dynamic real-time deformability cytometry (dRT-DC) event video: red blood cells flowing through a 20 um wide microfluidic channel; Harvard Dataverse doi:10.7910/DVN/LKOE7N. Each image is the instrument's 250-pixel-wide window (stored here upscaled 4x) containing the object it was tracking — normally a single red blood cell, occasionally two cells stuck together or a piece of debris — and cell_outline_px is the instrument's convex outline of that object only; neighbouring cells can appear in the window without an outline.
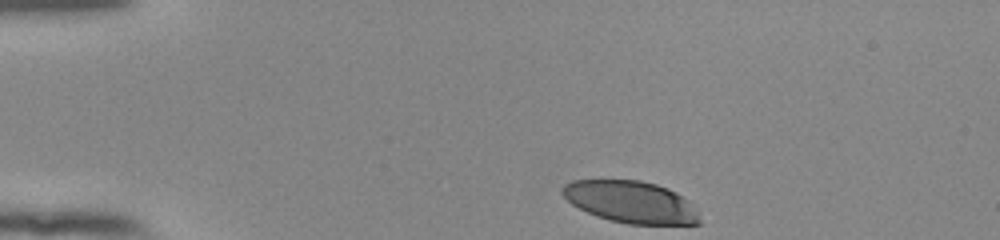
{"species": "human", "species_latin": "Homo sapiens", "temperature_condition": "room temperature", "stored_images_in_passage": 37, "camera_frame_rate_fps": 3000, "um_per_image_px": 0.085, "donor": {"sex": "female"}, "frame": {"image": 1, "passage_image": 1, "time_ms": 0.0, "image_size_px": [1000, 240], "cell_outline_px": [[700, 224], [628, 224], [608, 220], [596, 216], [572, 204], [560, 192], [560, 188], [564, 184], [572, 180], [640, 180], [656, 184], [668, 188], [688, 200], [696, 212], [700, 220]], "centroid_in_image_um": [53.58, 17.16], "position_along_channel_um": 31.4, "area_um2": 33.41}}
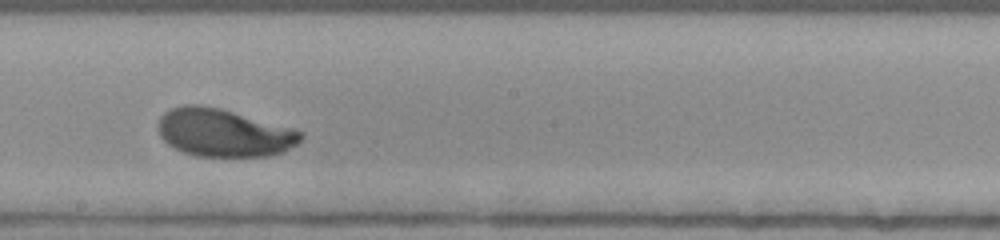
{"frame": {"image": 2, "passage_image": 22, "time_ms": 7.0, "image_size_px": [1000, 240], "cell_outline_px": [[304, 136], [296, 144], [284, 152], [268, 156], [196, 156], [180, 152], [168, 144], [160, 136], [160, 116], [164, 112], [172, 108], [184, 104], [200, 104], [220, 108], [296, 128], [304, 132]], "centroid_in_image_um": [19.05, 11.28], "position_along_channel_um": 229.1, "area_um2": 40.11}}
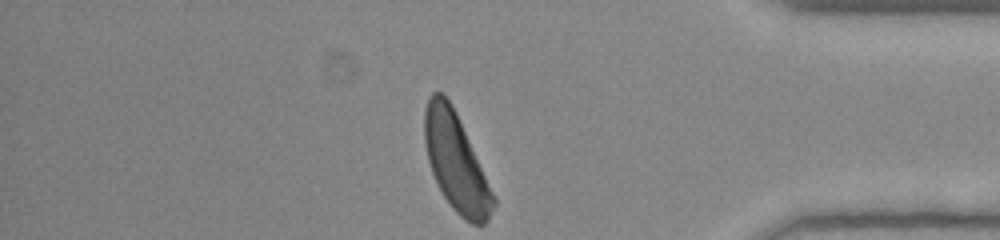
{"frame": {"image": 3, "passage_image": 37, "time_ms": 12.0, "image_size_px": [1000, 240], "cell_outline_px": [[496, 204], [488, 220], [484, 224], [472, 224], [464, 220], [452, 208], [444, 196], [432, 172], [428, 160], [424, 144], [424, 108], [428, 96], [432, 92], [440, 92], [452, 104], [456, 112], [496, 200]], "centroid_in_image_um": [38.73, 13.78], "position_along_channel_um": 396.5, "area_um2": 38.61}, "authors_computed_cell_mechanics": {"area_um2": 39.4196, "velocity_mm_per_s": 3.8269, "shape_relaxation_time_tau1_ms": 2.7309, "shape_relaxation_time_tau2_ms": null, "deformation_change_tau1": 0.1511, "deformation_change_tau2": null}}